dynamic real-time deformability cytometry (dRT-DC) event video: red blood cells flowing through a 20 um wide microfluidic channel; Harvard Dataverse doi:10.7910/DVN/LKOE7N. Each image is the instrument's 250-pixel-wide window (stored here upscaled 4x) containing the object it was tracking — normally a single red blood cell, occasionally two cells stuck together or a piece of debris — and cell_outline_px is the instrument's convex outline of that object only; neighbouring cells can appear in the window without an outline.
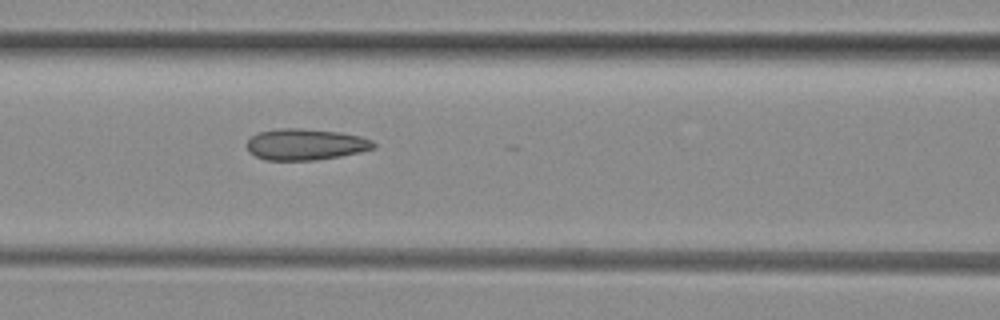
{"species": "common noctule bat (a hibernating species)", "species_latin": "Nyctalus noctula", "temperature_condition": "room temperature", "stored_images_in_passage": 25, "camera_frame_rate_fps": 3000, "um_per_image_px": 0.085, "animal": {"sex": "female", "body_mass_g": 29.2, "forearm_length_mm": 56.3}, "frame": {"image": 1, "passage_image": 21, "time_ms": 6.667, "image_size_px": [1000, 320], "cell_outline_px": [[376, 148], [360, 152], [340, 156], [316, 160], [264, 160], [248, 152], [248, 140], [252, 136], [260, 132], [280, 128], [300, 128], [340, 132], [360, 136], [372, 140], [376, 144]], "centroid_in_image_um": [25.99, 12.28], "position_along_channel_um": 140.6, "area_um2": 23.12}}
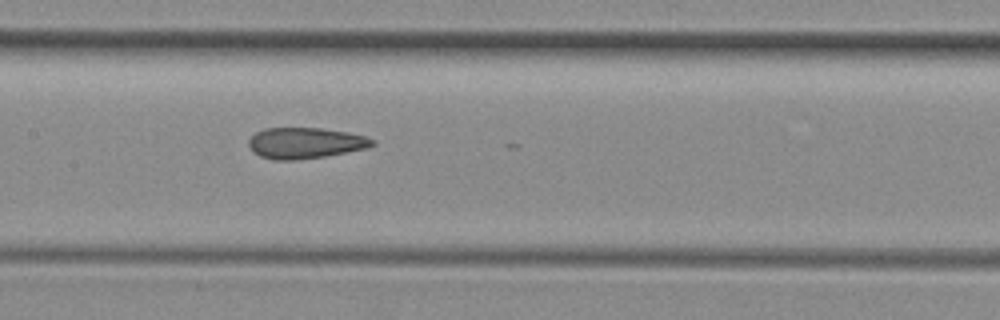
{"frame": {"image": 2, "passage_image": 24, "time_ms": 7.667, "image_size_px": [1000, 320], "cell_outline_px": [[376, 144], [368, 148], [324, 156], [292, 160], [272, 160], [260, 156], [248, 144], [248, 140], [256, 132], [264, 128], [320, 128], [348, 132], [368, 136], [376, 140]], "centroid_in_image_um": [26.0, 12.15], "position_along_channel_um": 181.4, "area_um2": 22.31}}